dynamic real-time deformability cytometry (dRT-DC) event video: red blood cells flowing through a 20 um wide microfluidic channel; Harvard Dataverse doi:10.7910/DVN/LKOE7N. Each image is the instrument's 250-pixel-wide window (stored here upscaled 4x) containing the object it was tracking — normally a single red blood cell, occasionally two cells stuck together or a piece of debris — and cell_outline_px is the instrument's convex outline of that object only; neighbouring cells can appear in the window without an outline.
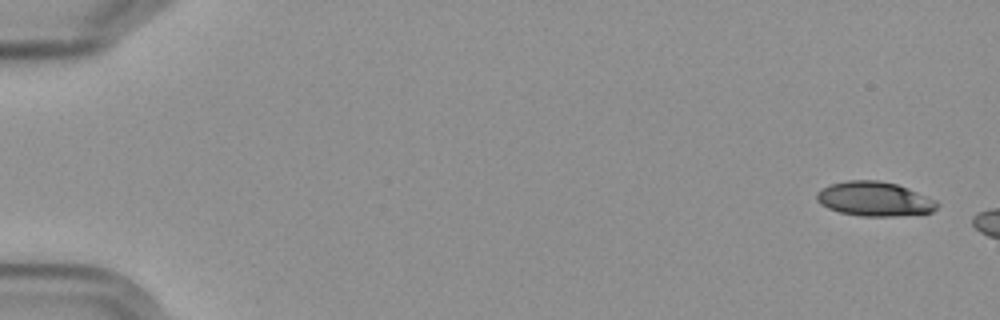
{"species": "Egyptian fruit bat (a non-hibernating species)", "species_latin": "Rousettus aegyptiacus", "temperature_condition": "cold", "stored_images_in_passage": 3, "camera_frame_rate_fps": 3000, "um_per_image_px": 0.085, "frame": {"image": 1, "passage_image": 1, "time_ms": 0.0, "image_size_px": [1000, 320], "cell_outline_px": [[940, 204], [932, 212], [896, 216], [860, 216], [840, 212], [828, 208], [820, 204], [816, 200], [816, 192], [832, 184], [848, 180], [880, 180], [896, 184], [908, 188], [936, 200]], "centroid_in_image_um": [74.33, 16.91], "position_along_channel_um": 10.7, "area_um2": 24.1}}